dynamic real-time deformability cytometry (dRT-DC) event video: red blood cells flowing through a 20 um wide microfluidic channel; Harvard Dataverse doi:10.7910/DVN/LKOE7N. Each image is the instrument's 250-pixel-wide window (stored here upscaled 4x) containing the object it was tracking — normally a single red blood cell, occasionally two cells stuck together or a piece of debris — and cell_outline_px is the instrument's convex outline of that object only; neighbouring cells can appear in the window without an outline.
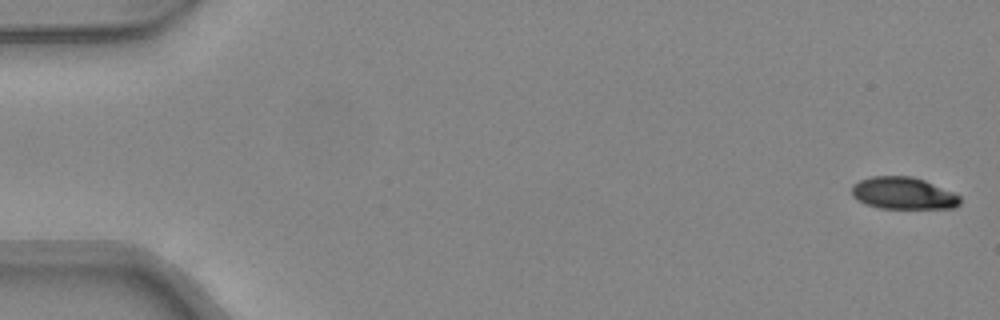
{"species": "common noctule bat (a hibernating species)", "species_latin": "Nyctalus noctula", "temperature_condition": "warm", "stored_images_in_passage": 47, "camera_frame_rate_fps": 3000, "um_per_image_px": 0.085, "animal": {"sex": "female", "body_mass_g": 24.6, "forearm_length_mm": 56.2}, "frame": {"image": 1, "passage_image": 1, "time_ms": 0.0, "image_size_px": [1000, 320], "cell_outline_px": [[960, 204], [956, 208], [880, 208], [864, 204], [852, 196], [852, 184], [860, 180], [872, 176], [912, 176], [924, 180], [952, 192], [960, 196]], "centroid_in_image_um": [76.75, 16.43], "position_along_channel_um": 8.2, "area_um2": 20.23}}
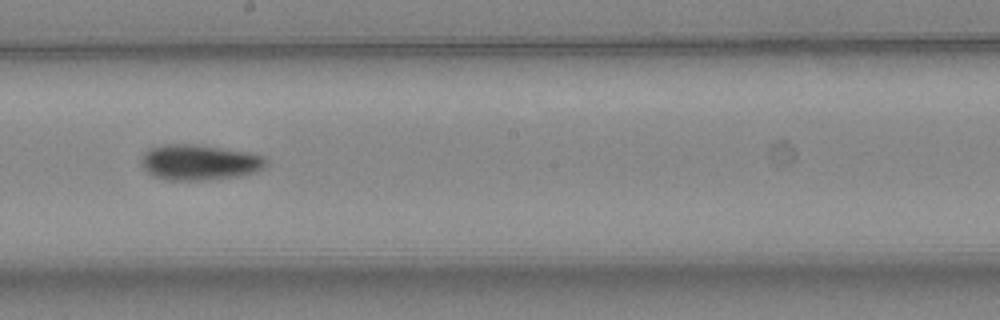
{"frame": {"image": 2, "passage_image": 27, "time_ms": 8.667, "image_size_px": [1000, 320], "cell_outline_px": [[268, 164], [264, 168], [256, 172], [244, 176], [208, 180], [164, 180], [152, 176], [140, 164], [140, 160], [144, 152], [148, 148], [168, 144], [192, 144], [248, 152], [264, 156], [268, 160]], "centroid_in_image_um": [16.96, 13.81], "position_along_channel_um": 231.2, "area_um2": 26.24}}
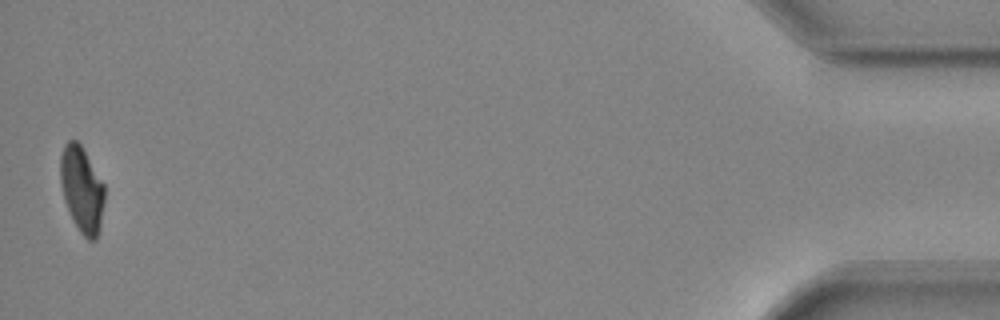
{"frame": {"image": 3, "passage_image": 47, "time_ms": 15.333, "image_size_px": [1000, 320], "cell_outline_px": [[104, 200], [100, 228], [96, 240], [88, 240], [80, 232], [64, 200], [60, 180], [60, 156], [64, 144], [68, 140], [76, 140], [80, 144], [104, 184]], "centroid_in_image_um": [6.95, 16.08], "position_along_channel_um": 428.2, "area_um2": 21.85}, "authors_computed_cell_mechanics": {"area_um2": 23.6402, "velocity_mm_per_s": 4.3549, "shape_relaxation_time_tau1_ms": 4.9989, "shape_relaxation_time_tau2_ms": null, "deformation_change_tau1": 0.1726, "deformation_change_tau2": null}}